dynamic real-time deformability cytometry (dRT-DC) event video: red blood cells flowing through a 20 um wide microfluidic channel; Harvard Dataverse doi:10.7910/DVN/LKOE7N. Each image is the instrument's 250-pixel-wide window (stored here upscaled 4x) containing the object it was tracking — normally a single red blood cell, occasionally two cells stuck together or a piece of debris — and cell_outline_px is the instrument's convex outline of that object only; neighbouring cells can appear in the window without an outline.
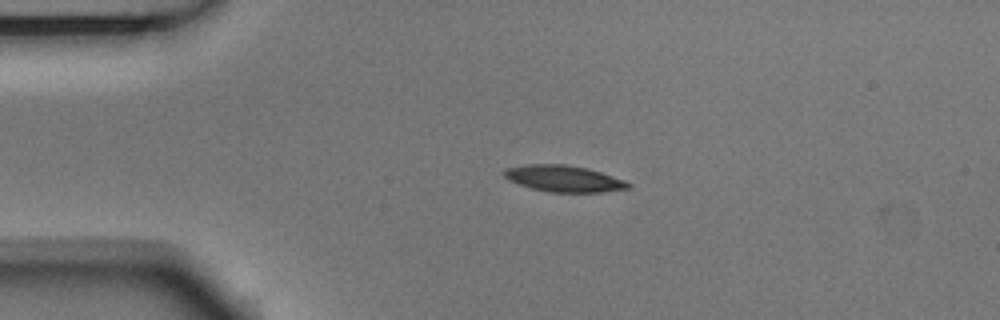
{"species": "Egyptian fruit bat (a non-hibernating species)", "species_latin": "Rousettus aegyptiacus", "temperature_condition": "room temperature", "stored_images_in_passage": 5, "segment_of_instrument_passage": [2, 2], "camera_frame_rate_fps": 3000, "um_per_image_px": 0.085, "animal": {"sex": "male"}, "frame": {"image": 1, "passage_image": 5, "time_ms": 1.333, "image_size_px": [1000, 320], "cell_outline_px": [[632, 184], [628, 188], [604, 192], [548, 192], [532, 188], [508, 180], [504, 176], [504, 168], [528, 164], [564, 164], [588, 168], [624, 180]], "centroid_in_image_um": [47.91, 15.18], "position_along_channel_um": 37.1, "area_um2": 19.02}}